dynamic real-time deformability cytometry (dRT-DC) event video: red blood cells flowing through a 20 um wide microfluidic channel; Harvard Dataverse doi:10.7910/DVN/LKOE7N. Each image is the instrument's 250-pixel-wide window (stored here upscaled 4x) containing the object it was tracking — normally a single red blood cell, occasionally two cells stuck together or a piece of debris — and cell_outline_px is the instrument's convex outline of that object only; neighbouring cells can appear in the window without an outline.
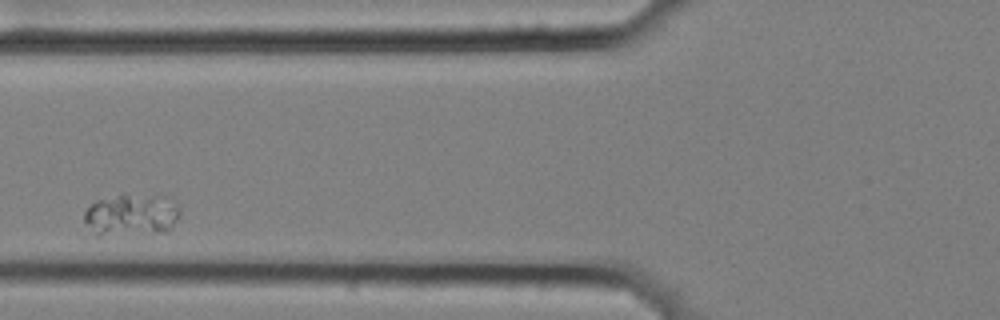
{"species": "common noctule bat (a hibernating species)", "species_latin": "Nyctalus noctula", "temperature_condition": "cold", "stored_images_in_passage": 5, "camera_frame_rate_fps": 3000, "um_per_image_px": 0.085, "animal": {"sex": "female", "body_mass_g": 25.1}, "frame": {"image": 1, "passage_image": 2, "time_ms": 0.333, "image_size_px": [1000, 320], "cell_outline_px": [[180, 212], [176, 220], [164, 232], [100, 236], [96, 236], [84, 220], [84, 212], [96, 200], [124, 192], [164, 196], [176, 204], [180, 208]], "centroid_in_image_um": [11.14, 18.23], "position_along_channel_um": 114.7, "area_um2": 23.76}}
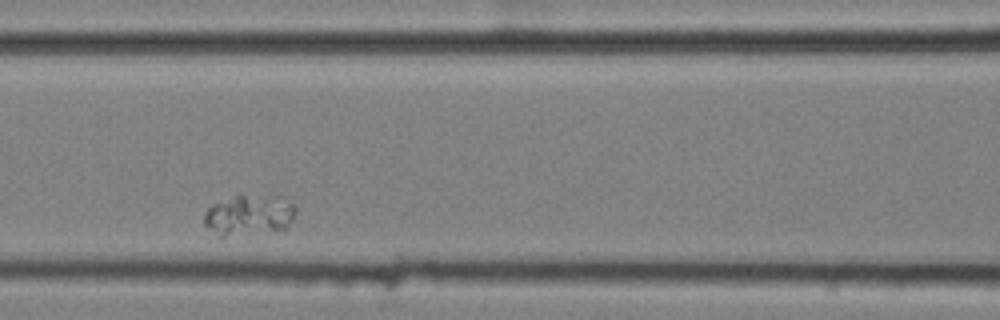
{"frame": {"image": 2, "passage_image": 3, "time_ms": 0.667, "image_size_px": [1000, 320], "cell_outline_px": [[296, 212], [288, 224], [284, 228], [224, 236], [220, 236], [204, 224], [204, 212], [212, 204], [240, 192], [280, 196], [292, 204], [296, 208]], "centroid_in_image_um": [21.13, 18.19], "position_along_channel_um": 145.5, "area_um2": 21.68}}
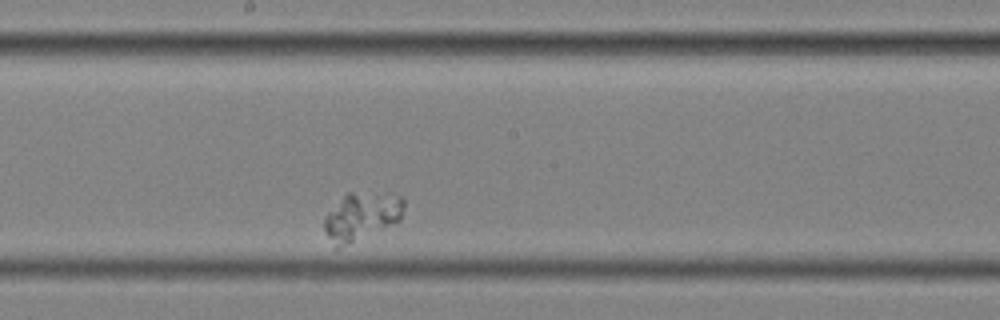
{"frame": {"image": 3, "passage_image": 5, "time_ms": 1.333, "image_size_px": [1000, 320], "cell_outline_px": [[404, 208], [400, 220], [336, 252], [324, 228], [324, 216], [348, 192], [352, 192], [400, 196], [404, 200]], "centroid_in_image_um": [30.68, 18.46], "position_along_channel_um": 217.5, "area_um2": 22.2}}